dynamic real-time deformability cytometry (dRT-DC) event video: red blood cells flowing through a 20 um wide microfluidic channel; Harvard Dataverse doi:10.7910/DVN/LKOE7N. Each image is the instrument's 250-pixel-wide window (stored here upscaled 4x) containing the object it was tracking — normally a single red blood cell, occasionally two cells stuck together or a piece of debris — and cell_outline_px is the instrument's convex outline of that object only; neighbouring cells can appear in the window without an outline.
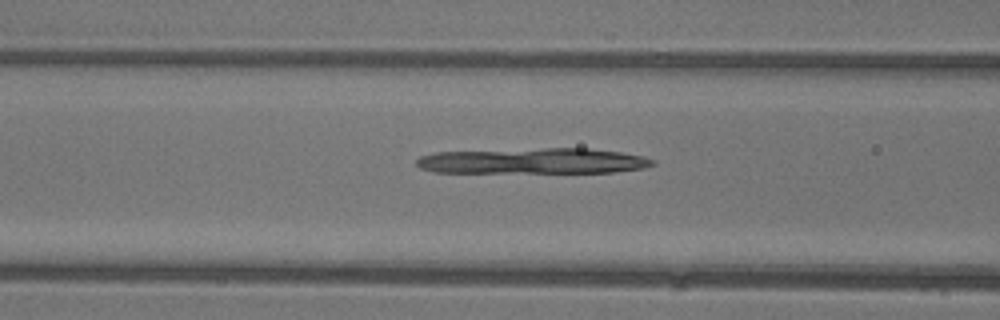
{"species": "common noctule bat (a hibernating species)", "species_latin": "Nyctalus noctula", "temperature_condition": "warm", "stored_images_in_passage": 47, "camera_frame_rate_fps": 3000, "um_per_image_px": 0.085, "animal": {"sex": "female"}, "frame": {"image": 1, "passage_image": 19, "time_ms": 6.0, "image_size_px": [1000, 320], "cell_outline_px": [[656, 164], [644, 168], [612, 172], [432, 172], [420, 168], [416, 164], [416, 160], [420, 156], [436, 152], [544, 148], [588, 148], [620, 152], [644, 156], [656, 160]], "centroid_in_image_um": [45.34, 13.68], "position_along_channel_um": 121.3, "area_um2": 35.37}}